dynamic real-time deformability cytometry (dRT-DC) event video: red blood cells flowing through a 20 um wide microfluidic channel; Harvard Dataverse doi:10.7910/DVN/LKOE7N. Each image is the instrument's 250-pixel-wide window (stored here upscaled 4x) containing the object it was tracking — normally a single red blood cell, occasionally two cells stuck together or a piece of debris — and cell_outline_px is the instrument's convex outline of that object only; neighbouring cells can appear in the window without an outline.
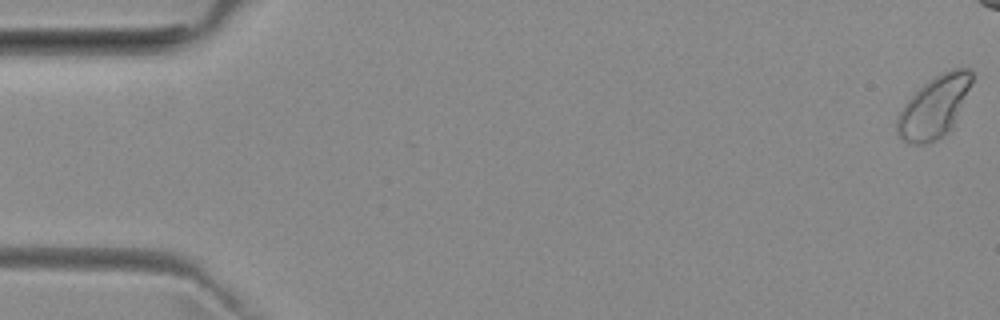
{"species": "common noctule bat (a hibernating species)", "species_latin": "Nyctalus noctula", "temperature_condition": "room temperature", "stored_images_in_passage": 51, "camera_frame_rate_fps": 3000, "um_per_image_px": 0.085, "animal": {"sex": "female", "body_mass_g": 29.2, "forearm_length_mm": 56.3}, "frame": {"image": 1, "passage_image": 1, "time_ms": 0.0, "image_size_px": [1000, 320], "cell_outline_px": [[972, 80], [952, 128], [936, 140], [924, 144], [912, 144], [900, 140], [896, 132], [896, 120], [900, 112], [908, 100], [924, 84], [936, 76], [944, 72], [956, 68], [968, 68], [972, 72]], "centroid_in_image_um": [79.37, 9.13], "position_along_channel_um": 5.6, "area_um2": 26.24}}
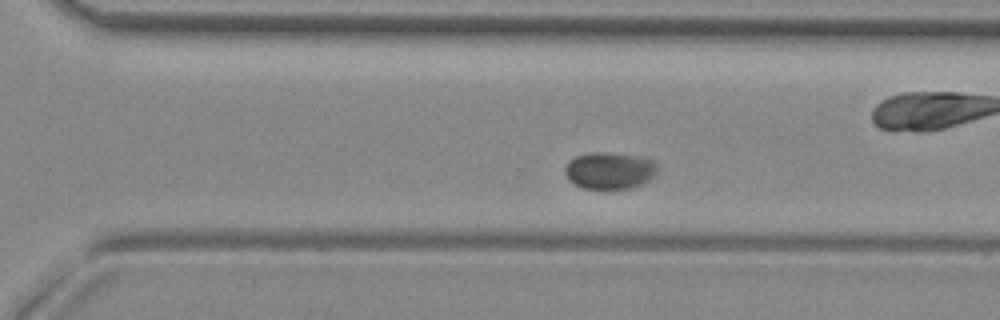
{"frame": {"image": 2, "passage_image": 33, "time_ms": 10.667, "image_size_px": [1000, 320], "cell_outline_px": [[656, 172], [648, 180], [640, 184], [628, 188], [604, 192], [584, 188], [568, 180], [564, 172], [564, 168], [568, 160], [576, 156], [588, 152], [608, 152], [640, 156], [656, 160]], "centroid_in_image_um": [51.77, 14.51], "position_along_channel_um": 318.8, "area_um2": 20.52}}
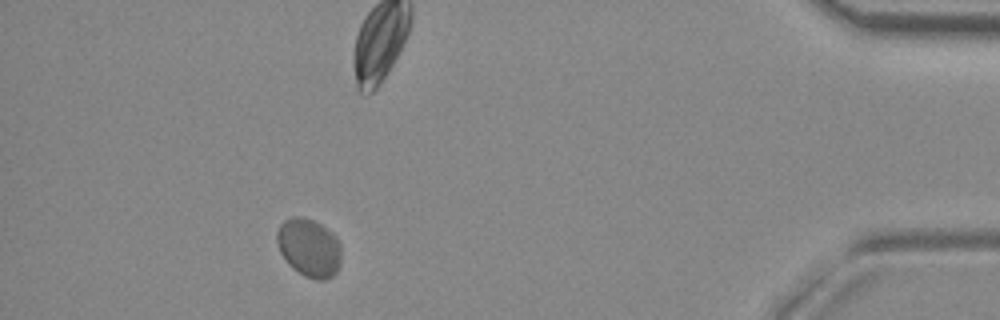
{"frame": {"image": 3, "passage_image": 46, "time_ms": 15.0, "image_size_px": [1000, 320], "cell_outline_px": [[340, 264], [336, 272], [332, 276], [324, 280], [316, 280], [304, 276], [292, 268], [288, 264], [280, 252], [276, 240], [276, 232], [280, 224], [284, 220], [292, 216], [300, 216], [312, 220], [320, 224], [332, 232], [340, 244]], "centroid_in_image_um": [26.25, 21.05], "position_along_channel_um": 409.0, "area_um2": 21.96}, "authors_computed_cell_mechanics": {"area_um2": 20.1144, "velocity_mm_per_s": 3.6825, "shape_relaxation_time_tau1_ms": 3.1105, "shape_relaxation_time_tau2_ms": null, "deformation_change_tau1": 0.1715, "deformation_change_tau2": null}}